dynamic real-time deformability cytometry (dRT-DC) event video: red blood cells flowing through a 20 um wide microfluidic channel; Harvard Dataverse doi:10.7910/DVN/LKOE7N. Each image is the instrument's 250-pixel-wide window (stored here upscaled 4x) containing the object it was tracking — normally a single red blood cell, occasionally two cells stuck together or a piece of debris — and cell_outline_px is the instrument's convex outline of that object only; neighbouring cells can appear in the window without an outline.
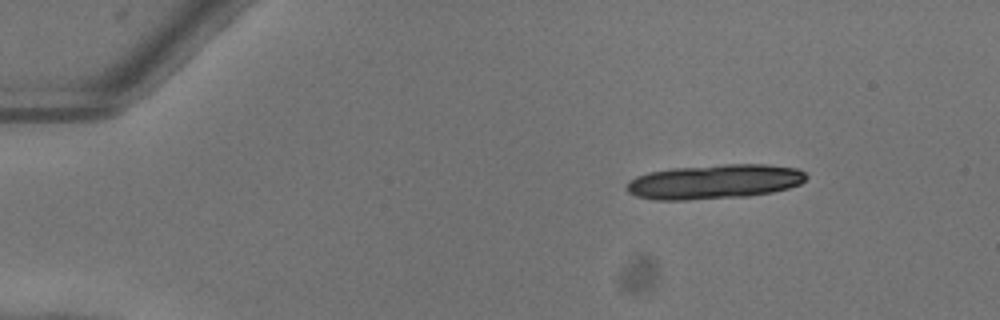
{"species": "common noctule bat (a hibernating species)", "species_latin": "Nyctalus noctula", "temperature_condition": "warm", "stored_images_in_passage": 13, "camera_frame_rate_fps": 3000, "um_per_image_px": 0.085, "animal": {"sex": "female"}, "frame": {"image": 1, "passage_image": 1, "time_ms": 0.0, "image_size_px": [1000, 320], "cell_outline_px": [[808, 176], [800, 184], [788, 188], [772, 192], [748, 196], [688, 200], [652, 200], [636, 196], [628, 192], [624, 188], [628, 180], [636, 176], [652, 172], [672, 168], [724, 164], [768, 164], [796, 168], [804, 172]], "centroid_in_image_um": [60.7, 15.45], "position_along_channel_um": 24.3, "area_um2": 36.36}}